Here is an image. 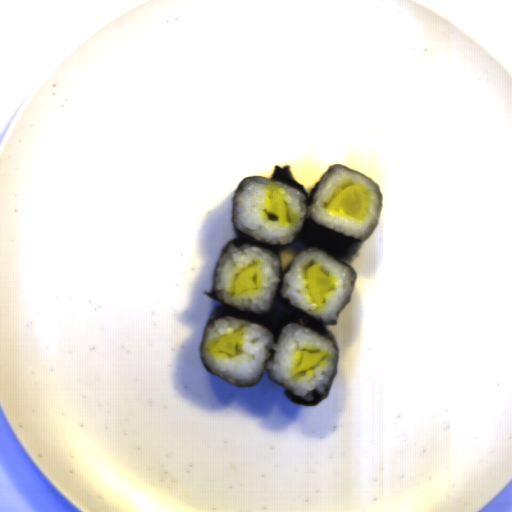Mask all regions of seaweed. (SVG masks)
<instances>
[{
	"label": "seaweed",
	"instance_id": "obj_1",
	"mask_svg": "<svg viewBox=\"0 0 512 512\" xmlns=\"http://www.w3.org/2000/svg\"><path fill=\"white\" fill-rule=\"evenodd\" d=\"M248 177H262V176H246L236 187L233 198H232V208H231V219L232 224L235 230V237L232 238L229 242H227L221 251V256L225 252V250L231 245L234 244L236 246L241 245H257L260 247H264L270 249L274 252L278 258L280 259V253L285 250L287 247L292 245L293 243L301 242L306 244L305 248H317L326 253L332 255L336 262L341 263L347 267L352 268L355 272L356 270L346 262V257L364 240L352 238L340 234L336 231H333L329 228H326L316 222L313 219H304L302 226L299 232L294 237L291 244H267L259 241H255L245 233H243L238 226L235 224L234 216H233V208H234V198L235 193L238 190L241 183L246 180ZM264 178V177H263ZM303 249V250H304ZM302 250V251H303ZM297 257V256H296ZM295 257V258H296ZM294 258V259H295ZM293 259V261H294ZM292 261V263H293ZM292 263L287 267L286 270H282L280 265V273H279V284L273 298L272 304L267 312L264 314H249L229 305L223 303L218 297L215 289H214V277L213 275L210 289L209 291H205L210 298L214 299L218 302L215 309L210 314L205 329L215 320L222 317H232L236 319L245 320L248 322H252L255 324L262 325L264 327L269 328L272 337L277 342L280 337L284 327L286 324H297L304 327L312 328L317 332L327 336L332 339L336 348H337V362L340 359L339 347L336 338L334 335L328 330L327 325H335L337 324L336 320H323L320 318H316L308 315L303 312L299 308L292 305L288 298H285L282 294V288L284 284V280L289 273L290 267Z\"/></svg>",
	"mask_w": 512,
	"mask_h": 512
},
{
	"label": "seaweed",
	"instance_id": "obj_2",
	"mask_svg": "<svg viewBox=\"0 0 512 512\" xmlns=\"http://www.w3.org/2000/svg\"><path fill=\"white\" fill-rule=\"evenodd\" d=\"M334 166H343L345 168H348L350 170H353L355 172H358L366 177H368L367 175L347 166V165H332V166H329L323 173L322 177L320 178L319 182L317 183V185L313 188V190L311 192H307L304 188V186L302 184H300L299 182H297L296 180L293 179V175H292V169H291V165H288V166H279V165H275L273 167V171H272V176L270 179H273V180H276V181H279V182H282L290 187H293L299 191L302 192V194L305 196L306 198V202H305V205L308 207V206H311L312 204V201L314 199V196H315V193L317 191V188L323 178V176L329 172ZM369 179H371L370 177H368ZM373 180V179H371ZM374 181V180H373ZM376 182V181H375ZM379 190L381 191V187L378 185V183L376 182Z\"/></svg>",
	"mask_w": 512,
	"mask_h": 512
},
{
	"label": "seaweed",
	"instance_id": "obj_3",
	"mask_svg": "<svg viewBox=\"0 0 512 512\" xmlns=\"http://www.w3.org/2000/svg\"><path fill=\"white\" fill-rule=\"evenodd\" d=\"M283 388H284V394L287 397V399L290 400L291 402H293L294 404L314 405L315 406V405L319 404L320 402H322L325 398L330 396V388H329L328 392L323 395H320L316 391H313L312 399L306 400V399L301 398V397L297 396L296 394L292 393L285 387H283Z\"/></svg>",
	"mask_w": 512,
	"mask_h": 512
},
{
	"label": "seaweed",
	"instance_id": "obj_4",
	"mask_svg": "<svg viewBox=\"0 0 512 512\" xmlns=\"http://www.w3.org/2000/svg\"><path fill=\"white\" fill-rule=\"evenodd\" d=\"M203 342V341H202ZM202 342L200 344V349H199V355L201 357V360L204 364V366L206 367L207 371L210 372L211 374H213L215 376V374L211 371L210 367L208 366L207 362L205 361L203 355H202Z\"/></svg>",
	"mask_w": 512,
	"mask_h": 512
}]
</instances>
